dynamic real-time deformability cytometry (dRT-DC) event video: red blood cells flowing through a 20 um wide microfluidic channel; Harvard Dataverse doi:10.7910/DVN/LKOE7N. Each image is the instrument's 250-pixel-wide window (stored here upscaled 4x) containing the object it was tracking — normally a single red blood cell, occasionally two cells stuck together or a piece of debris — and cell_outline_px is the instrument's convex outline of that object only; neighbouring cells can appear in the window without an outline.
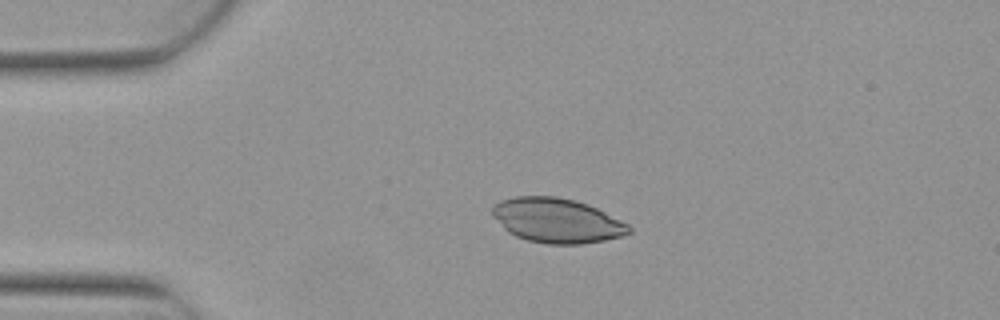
{"species": "Egyptian fruit bat (a non-hibernating species)", "species_latin": "Rousettus aegyptiacus", "temperature_condition": "warm", "stored_images_in_passage": 3, "camera_frame_rate_fps": 3000, "um_per_image_px": 0.085, "animal": {"sex": "female"}, "frame": {"image": 1, "passage_image": 2, "time_ms": 0.333, "image_size_px": [1000, 320], "cell_outline_px": [[632, 232], [620, 236], [604, 240], [580, 244], [548, 244], [528, 240], [516, 236], [508, 232], [492, 216], [492, 208], [500, 200], [516, 196], [556, 196], [576, 200], [588, 204], [628, 224], [632, 228]], "centroid_in_image_um": [47.32, 18.73], "position_along_channel_um": 37.7, "area_um2": 35.37}}